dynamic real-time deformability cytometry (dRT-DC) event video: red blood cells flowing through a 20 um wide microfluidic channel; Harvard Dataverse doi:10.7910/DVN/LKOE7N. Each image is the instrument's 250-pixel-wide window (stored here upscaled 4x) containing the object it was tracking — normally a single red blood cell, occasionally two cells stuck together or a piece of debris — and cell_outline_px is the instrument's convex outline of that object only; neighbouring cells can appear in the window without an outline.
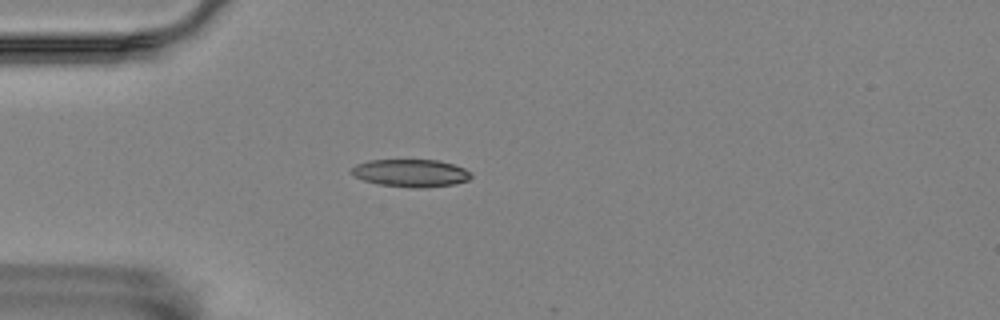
{"species": "Egyptian fruit bat (a non-hibernating species)", "species_latin": "Rousettus aegyptiacus", "temperature_condition": "room temperature", "stored_images_in_passage": 56, "camera_frame_rate_fps": 3000, "um_per_image_px": 0.085, "animal": {"sex": "female"}, "frame": {"image": 1, "passage_image": 15, "time_ms": 4.667, "image_size_px": [1000, 320], "cell_outline_px": [[472, 176], [468, 180], [456, 184], [424, 188], [412, 188], [380, 184], [364, 180], [348, 172], [356, 164], [368, 160], [436, 160], [452, 164], [464, 168], [472, 172]], "centroid_in_image_um": [34.93, 14.71], "position_along_channel_um": 50.1, "area_um2": 19.31}}
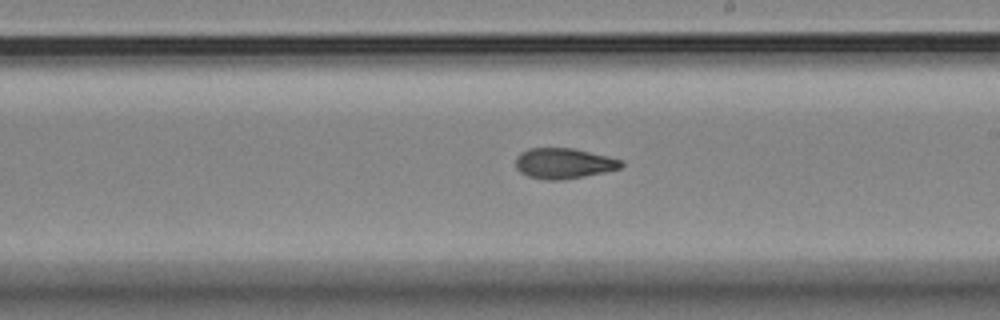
{"frame": {"image": 2, "passage_image": 32, "time_ms": 10.333, "image_size_px": [1000, 320], "cell_outline_px": [[624, 164], [620, 168], [604, 172], [584, 176], [560, 180], [544, 180], [528, 176], [520, 172], [516, 168], [516, 156], [520, 152], [528, 148], [572, 148], [620, 160]], "centroid_in_image_um": [47.85, 13.89], "position_along_channel_um": 241.2, "area_um2": 18.55}}
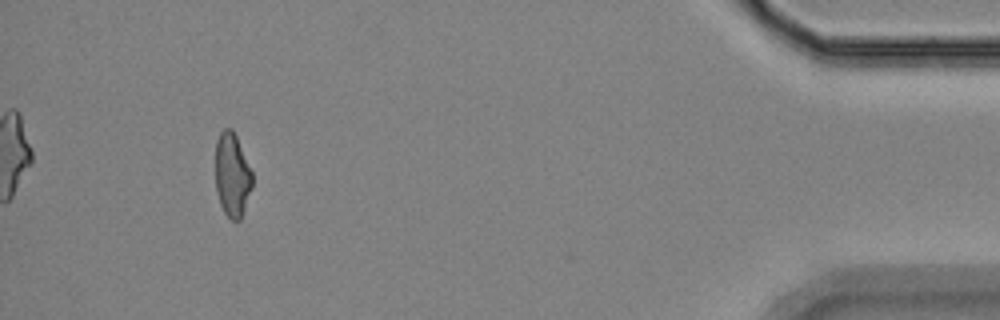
{"frame": {"image": 3, "passage_image": 52, "time_ms": 17.0, "image_size_px": [1000, 320], "cell_outline_px": [[252, 188], [240, 220], [232, 220], [224, 212], [220, 204], [216, 188], [216, 140], [220, 132], [224, 128], [232, 128], [236, 136], [252, 172]], "centroid_in_image_um": [19.73, 14.86], "position_along_channel_um": 415.5, "area_um2": 17.86}, "authors_computed_cell_mechanics": {"area_um2": 18.8428, "velocity_mm_per_s": 3.5653, "shape_relaxation_time_tau1_ms": null, "shape_relaxation_time_tau2_ms": 2.8683, "deformation_change_tau1": null, "deformation_change_tau2": 0.095}}